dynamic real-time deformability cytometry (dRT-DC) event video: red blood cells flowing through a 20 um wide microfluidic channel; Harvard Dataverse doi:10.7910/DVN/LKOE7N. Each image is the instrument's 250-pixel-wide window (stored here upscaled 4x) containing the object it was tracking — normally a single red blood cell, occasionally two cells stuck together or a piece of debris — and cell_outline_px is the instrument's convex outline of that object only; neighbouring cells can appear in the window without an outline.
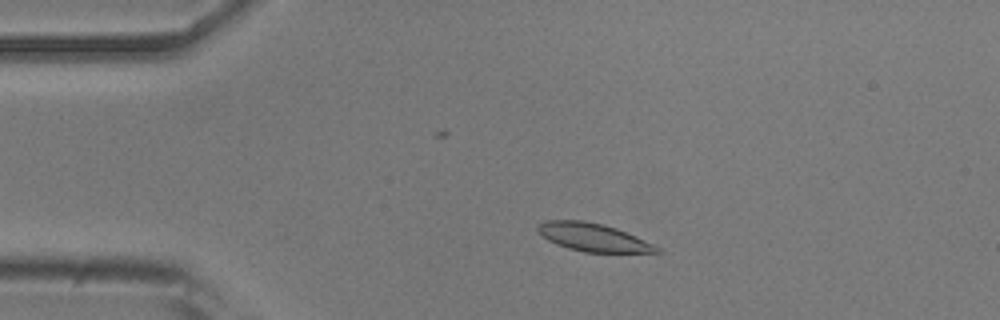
{"species": "common noctule bat (a hibernating species)", "species_latin": "Nyctalus noctula", "temperature_condition": "room temperature", "stored_images_in_passage": 41, "camera_frame_rate_fps": 3000, "um_per_image_px": 0.085, "animal": {"sex": "male", "body_mass_g": 20.5, "forearm_length_mm": 52.5}, "frame": {"image": 1, "passage_image": 9, "time_ms": 2.667, "image_size_px": [1000, 320], "cell_outline_px": [[664, 252], [584, 252], [568, 248], [556, 244], [548, 240], [536, 228], [536, 224], [548, 220], [584, 220], [616, 228], [652, 244], [660, 248]], "centroid_in_image_um": [50.37, 20.17], "position_along_channel_um": 34.6, "area_um2": 19.07}}
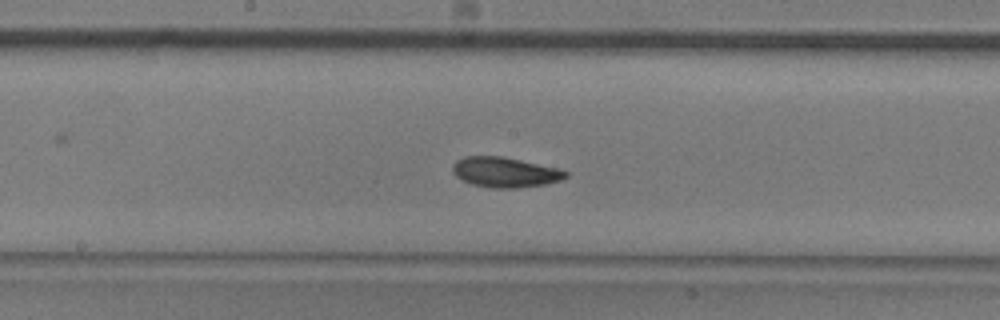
{"frame": {"image": 2, "passage_image": 26, "time_ms": 8.333, "image_size_px": [1000, 320], "cell_outline_px": [[568, 176], [560, 180], [548, 184], [516, 188], [492, 188], [472, 184], [456, 176], [452, 172], [452, 164], [456, 160], [464, 156], [504, 156], [560, 168], [568, 172]], "centroid_in_image_um": [42.94, 14.63], "position_along_channel_um": 205.3, "area_um2": 20.11}}
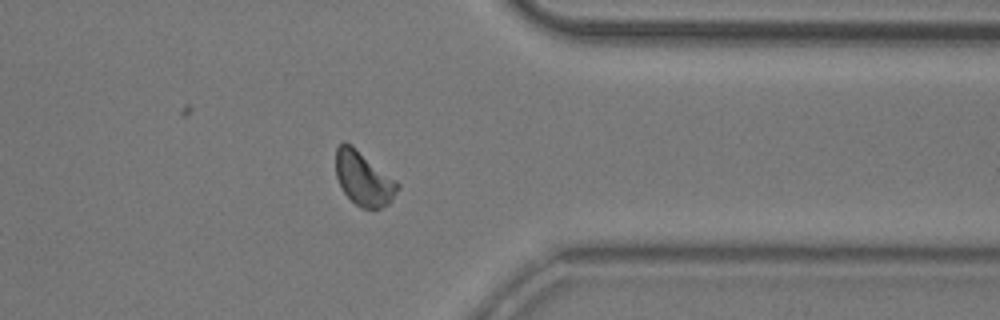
{"frame": {"image": 3, "passage_image": 41, "time_ms": 13.333, "image_size_px": [1000, 320], "cell_outline_px": [[400, 188], [392, 200], [388, 204], [380, 208], [360, 208], [344, 192], [336, 176], [336, 148], [344, 140], [352, 144], [396, 180], [400, 184]], "centroid_in_image_um": [30.91, 15.15], "position_along_channel_um": 380.5, "area_um2": 19.48}, "authors_computed_cell_mechanics": {"area_um2": 19.5942, "velocity_mm_per_s": 3.6863, "shape_relaxation_time_tau1_ms": 3.3879, "shape_relaxation_time_tau2_ms": 4.1664, "deformation_change_tau1": 0.0951, "deformation_change_tau2": 0.0873}}